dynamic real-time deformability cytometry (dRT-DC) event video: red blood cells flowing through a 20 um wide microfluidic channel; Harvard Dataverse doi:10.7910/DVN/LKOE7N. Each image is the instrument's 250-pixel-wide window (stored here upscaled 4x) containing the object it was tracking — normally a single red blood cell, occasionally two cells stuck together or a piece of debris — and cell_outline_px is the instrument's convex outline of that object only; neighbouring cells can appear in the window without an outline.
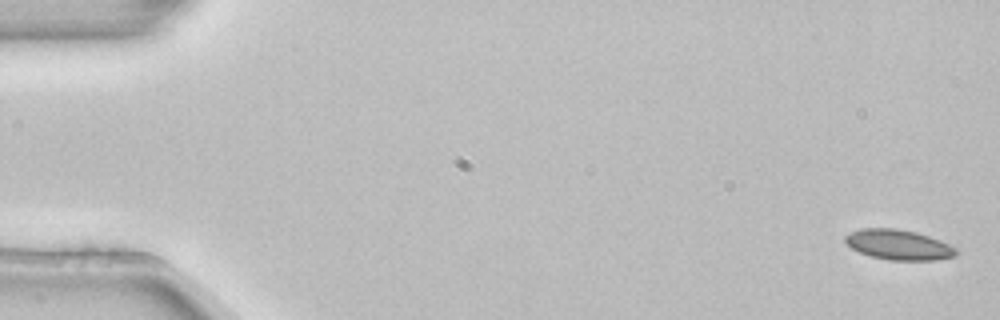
{"species": "common noctule bat (a hibernating species)", "species_latin": "Nyctalus noctula", "temperature_condition": "room temperature", "stored_images_in_passage": 5, "camera_frame_rate_fps": 3000, "um_per_image_px": 0.085, "animal": {"sex": "female", "body_mass_g": 22.7, "forearm_length_mm": 54.2}, "frame": {"image": 1, "passage_image": 1, "time_ms": 0.0, "image_size_px": [1000, 320], "cell_outline_px": [[956, 256], [936, 260], [888, 260], [872, 256], [860, 252], [852, 248], [844, 240], [844, 236], [852, 232], [864, 228], [896, 228], [916, 232], [940, 240], [956, 248]], "centroid_in_image_um": [76.39, 20.8], "position_along_channel_um": 8.6, "area_um2": 19.31}}
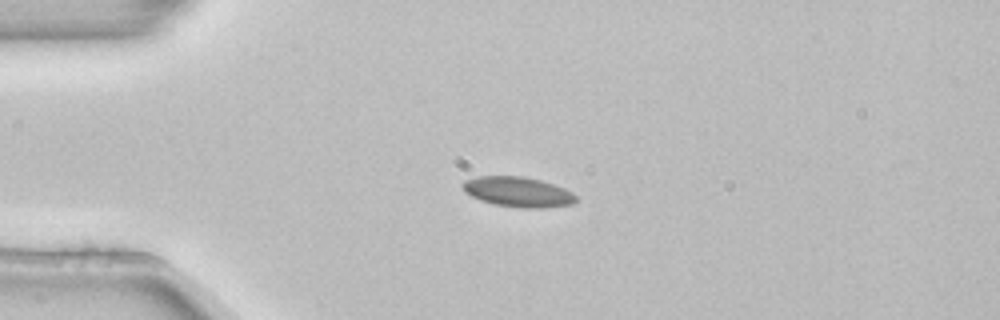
{"frame": {"image": 2, "passage_image": 4, "time_ms": 1.0, "image_size_px": [1000, 320], "cell_outline_px": [[576, 200], [572, 204], [544, 208], [520, 208], [492, 204], [480, 200], [464, 192], [460, 184], [464, 180], [476, 176], [524, 176], [540, 180], [564, 188], [572, 192], [576, 196]], "centroid_in_image_um": [43.98, 16.31], "position_along_channel_um": 41.0, "area_um2": 20.06}}